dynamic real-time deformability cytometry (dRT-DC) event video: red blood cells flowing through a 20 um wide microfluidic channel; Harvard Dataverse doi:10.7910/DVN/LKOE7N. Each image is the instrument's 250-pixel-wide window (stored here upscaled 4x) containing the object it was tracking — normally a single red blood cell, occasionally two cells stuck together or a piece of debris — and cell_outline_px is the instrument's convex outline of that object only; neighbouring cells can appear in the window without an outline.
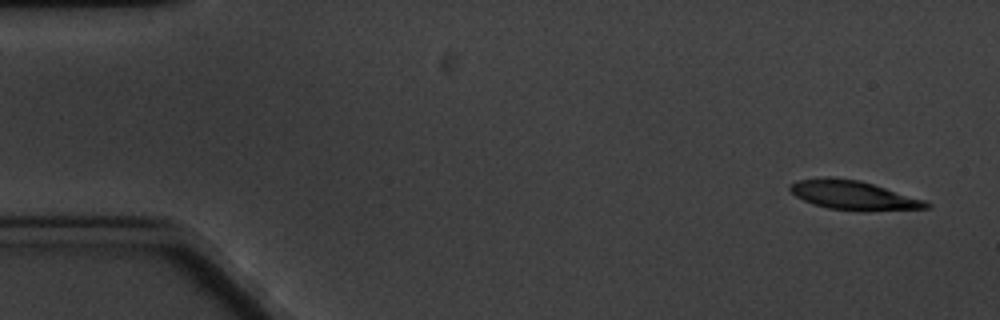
{"species": "common noctule bat (a hibernating species)", "species_latin": "Nyctalus noctula", "temperature_condition": "cold", "stored_images_in_passage": 5, "camera_frame_rate_fps": 3000, "um_per_image_px": 0.085, "animal": {"sex": "male", "body_mass_g": 20.1, "forearm_length_mm": 53.5}, "frame": {"image": 1, "passage_image": 1, "time_ms": 0.0, "image_size_px": [1000, 320], "cell_outline_px": [[932, 208], [828, 208], [812, 204], [796, 196], [788, 188], [796, 180], [860, 180], [924, 200], [932, 204]], "centroid_in_image_um": [72.52, 16.58], "position_along_channel_um": 12.5, "area_um2": 20.92}}
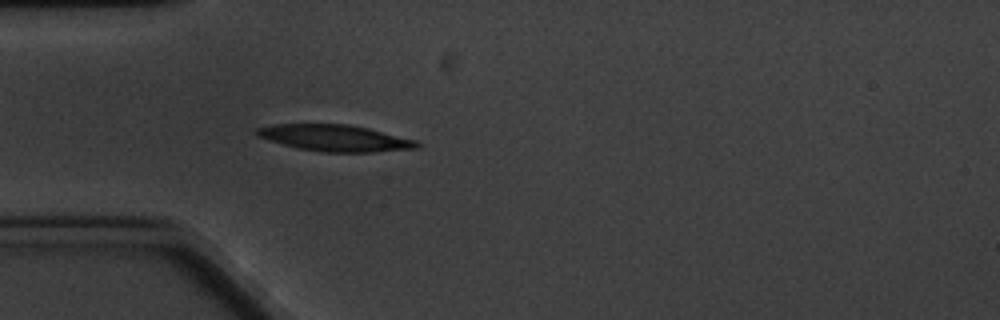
{"frame": {"image": 2, "passage_image": 5, "time_ms": 4.667, "image_size_px": [1000, 320], "cell_outline_px": [[420, 148], [372, 152], [324, 152], [300, 148], [284, 144], [256, 136], [256, 128], [276, 124], [348, 124], [368, 128], [416, 140], [420, 144]], "centroid_in_image_um": [28.51, 11.73], "position_along_channel_um": 56.5, "area_um2": 24.45}}